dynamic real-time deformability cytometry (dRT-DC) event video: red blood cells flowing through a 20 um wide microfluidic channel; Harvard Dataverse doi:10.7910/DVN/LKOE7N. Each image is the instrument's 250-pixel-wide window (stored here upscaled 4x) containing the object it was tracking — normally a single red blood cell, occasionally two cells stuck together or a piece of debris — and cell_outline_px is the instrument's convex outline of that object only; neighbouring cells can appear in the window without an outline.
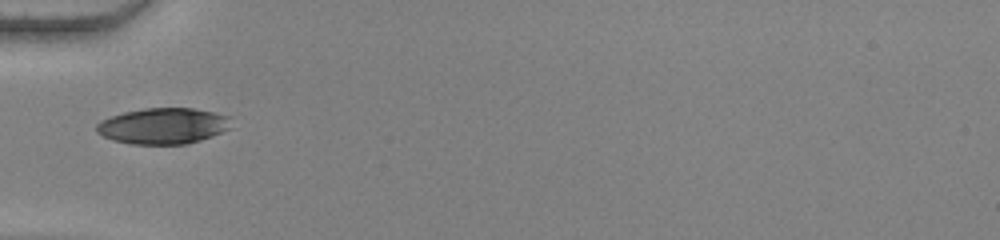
{"species": "human", "species_latin": "Homo sapiens", "temperature_condition": "warm", "stored_images_in_passage": 23, "camera_frame_rate_fps": 3000, "um_per_image_px": 0.085, "donor": {"sex": "female"}, "frame": {"image": 1, "passage_image": 1, "time_ms": 0.0, "image_size_px": [1000, 240], "cell_outline_px": [[232, 128], [212, 136], [188, 144], [132, 144], [112, 140], [96, 132], [96, 124], [100, 120], [124, 112], [144, 108], [192, 108], [212, 112], [228, 116]], "centroid_in_image_um": [13.86, 10.71], "position_along_channel_um": 71.1, "area_um2": 28.26}}
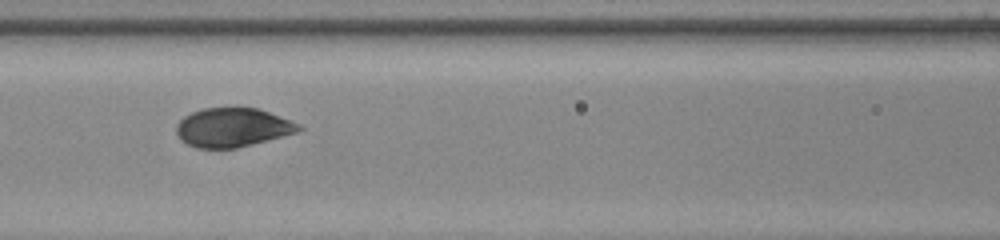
{"frame": {"image": 2, "passage_image": 7, "time_ms": 2.0, "image_size_px": [1000, 240], "cell_outline_px": [[304, 128], [300, 132], [236, 148], [196, 148], [180, 140], [176, 132], [176, 124], [184, 116], [192, 112], [204, 108], [256, 108], [268, 112], [300, 124]], "centroid_in_image_um": [19.77, 10.84], "position_along_channel_um": 146.8, "area_um2": 27.74}}
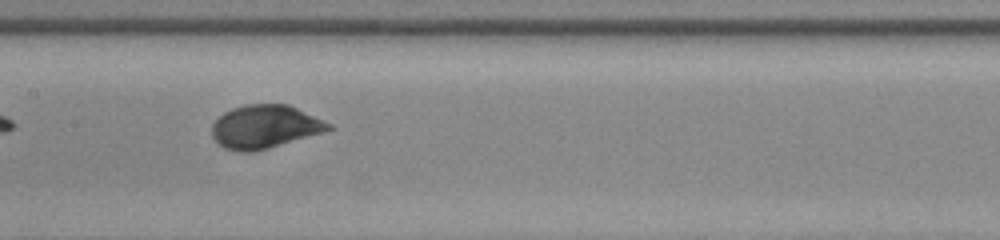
{"frame": {"image": 3, "passage_image": 10, "time_ms": 3.0, "image_size_px": [1000, 240], "cell_outline_px": [[336, 128], [324, 132], [252, 152], [240, 152], [224, 148], [212, 136], [212, 124], [224, 112], [232, 108], [244, 104], [288, 104], [332, 124]], "centroid_in_image_um": [22.51, 10.76], "position_along_channel_um": 184.9, "area_um2": 29.25}}